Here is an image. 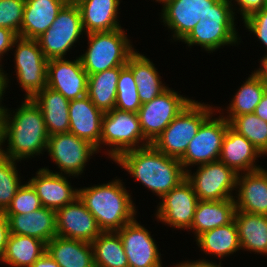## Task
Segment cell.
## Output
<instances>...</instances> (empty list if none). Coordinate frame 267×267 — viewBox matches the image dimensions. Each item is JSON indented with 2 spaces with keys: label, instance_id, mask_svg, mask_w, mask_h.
I'll return each instance as SVG.
<instances>
[{
  "label": "cell",
  "instance_id": "obj_1",
  "mask_svg": "<svg viewBox=\"0 0 267 267\" xmlns=\"http://www.w3.org/2000/svg\"><path fill=\"white\" fill-rule=\"evenodd\" d=\"M24 100L16 112L13 111L15 114L12 115L7 108L2 112L3 142H8L3 155L18 162L43 154L49 139L40 107L32 98Z\"/></svg>",
  "mask_w": 267,
  "mask_h": 267
},
{
  "label": "cell",
  "instance_id": "obj_2",
  "mask_svg": "<svg viewBox=\"0 0 267 267\" xmlns=\"http://www.w3.org/2000/svg\"><path fill=\"white\" fill-rule=\"evenodd\" d=\"M114 162L160 198L186 179L180 160L165 155L152 145L126 151Z\"/></svg>",
  "mask_w": 267,
  "mask_h": 267
},
{
  "label": "cell",
  "instance_id": "obj_3",
  "mask_svg": "<svg viewBox=\"0 0 267 267\" xmlns=\"http://www.w3.org/2000/svg\"><path fill=\"white\" fill-rule=\"evenodd\" d=\"M120 179L78 189V197L94 216L102 232L118 231L133 221L135 203Z\"/></svg>",
  "mask_w": 267,
  "mask_h": 267
},
{
  "label": "cell",
  "instance_id": "obj_4",
  "mask_svg": "<svg viewBox=\"0 0 267 267\" xmlns=\"http://www.w3.org/2000/svg\"><path fill=\"white\" fill-rule=\"evenodd\" d=\"M232 0H218L204 21L200 20L189 34L182 40L189 46H200L211 53L221 46L239 44L238 32L235 28L236 7Z\"/></svg>",
  "mask_w": 267,
  "mask_h": 267
},
{
  "label": "cell",
  "instance_id": "obj_5",
  "mask_svg": "<svg viewBox=\"0 0 267 267\" xmlns=\"http://www.w3.org/2000/svg\"><path fill=\"white\" fill-rule=\"evenodd\" d=\"M88 48L80 55L83 69L90 74L107 69L124 67L135 52L124 29L86 34Z\"/></svg>",
  "mask_w": 267,
  "mask_h": 267
},
{
  "label": "cell",
  "instance_id": "obj_6",
  "mask_svg": "<svg viewBox=\"0 0 267 267\" xmlns=\"http://www.w3.org/2000/svg\"><path fill=\"white\" fill-rule=\"evenodd\" d=\"M213 110L208 104L191 100L151 145L167 156L180 159Z\"/></svg>",
  "mask_w": 267,
  "mask_h": 267
},
{
  "label": "cell",
  "instance_id": "obj_7",
  "mask_svg": "<svg viewBox=\"0 0 267 267\" xmlns=\"http://www.w3.org/2000/svg\"><path fill=\"white\" fill-rule=\"evenodd\" d=\"M100 144L111 147L107 155L113 161L126 151L151 145L142 133L138 114L116 108L103 114Z\"/></svg>",
  "mask_w": 267,
  "mask_h": 267
},
{
  "label": "cell",
  "instance_id": "obj_8",
  "mask_svg": "<svg viewBox=\"0 0 267 267\" xmlns=\"http://www.w3.org/2000/svg\"><path fill=\"white\" fill-rule=\"evenodd\" d=\"M83 32L85 33L78 5L66 3L51 26L37 38V41L48 60L65 58Z\"/></svg>",
  "mask_w": 267,
  "mask_h": 267
},
{
  "label": "cell",
  "instance_id": "obj_9",
  "mask_svg": "<svg viewBox=\"0 0 267 267\" xmlns=\"http://www.w3.org/2000/svg\"><path fill=\"white\" fill-rule=\"evenodd\" d=\"M15 49V68L17 82L25 90V98H33L47 86L48 59L40 49L37 39L18 36Z\"/></svg>",
  "mask_w": 267,
  "mask_h": 267
},
{
  "label": "cell",
  "instance_id": "obj_10",
  "mask_svg": "<svg viewBox=\"0 0 267 267\" xmlns=\"http://www.w3.org/2000/svg\"><path fill=\"white\" fill-rule=\"evenodd\" d=\"M186 171V179L192 184L201 201H217L235 198L238 174L220 160L198 165L195 174Z\"/></svg>",
  "mask_w": 267,
  "mask_h": 267
},
{
  "label": "cell",
  "instance_id": "obj_11",
  "mask_svg": "<svg viewBox=\"0 0 267 267\" xmlns=\"http://www.w3.org/2000/svg\"><path fill=\"white\" fill-rule=\"evenodd\" d=\"M191 100L167 88L152 101L142 104L137 114L144 137L152 143Z\"/></svg>",
  "mask_w": 267,
  "mask_h": 267
},
{
  "label": "cell",
  "instance_id": "obj_12",
  "mask_svg": "<svg viewBox=\"0 0 267 267\" xmlns=\"http://www.w3.org/2000/svg\"><path fill=\"white\" fill-rule=\"evenodd\" d=\"M50 158L60 168L59 174L77 177L84 171L91 156L98 153L89 141L72 133H56L49 136L47 149ZM64 172V173H63Z\"/></svg>",
  "mask_w": 267,
  "mask_h": 267
},
{
  "label": "cell",
  "instance_id": "obj_13",
  "mask_svg": "<svg viewBox=\"0 0 267 267\" xmlns=\"http://www.w3.org/2000/svg\"><path fill=\"white\" fill-rule=\"evenodd\" d=\"M220 116L212 118V113L201 124L198 132L188 144L185 154L179 159L185 171H188V167L192 165L198 166L219 160L222 141L230 126L223 115Z\"/></svg>",
  "mask_w": 267,
  "mask_h": 267
},
{
  "label": "cell",
  "instance_id": "obj_14",
  "mask_svg": "<svg viewBox=\"0 0 267 267\" xmlns=\"http://www.w3.org/2000/svg\"><path fill=\"white\" fill-rule=\"evenodd\" d=\"M160 199L157 220L176 229L190 230L199 201L192 184L185 179Z\"/></svg>",
  "mask_w": 267,
  "mask_h": 267
},
{
  "label": "cell",
  "instance_id": "obj_15",
  "mask_svg": "<svg viewBox=\"0 0 267 267\" xmlns=\"http://www.w3.org/2000/svg\"><path fill=\"white\" fill-rule=\"evenodd\" d=\"M217 1L169 0L162 5V22L172 31L173 40L182 41L200 20H205Z\"/></svg>",
  "mask_w": 267,
  "mask_h": 267
},
{
  "label": "cell",
  "instance_id": "obj_16",
  "mask_svg": "<svg viewBox=\"0 0 267 267\" xmlns=\"http://www.w3.org/2000/svg\"><path fill=\"white\" fill-rule=\"evenodd\" d=\"M76 58L73 61L53 58L47 64V87L61 93L68 100L87 95L88 73L83 69L80 58Z\"/></svg>",
  "mask_w": 267,
  "mask_h": 267
},
{
  "label": "cell",
  "instance_id": "obj_17",
  "mask_svg": "<svg viewBox=\"0 0 267 267\" xmlns=\"http://www.w3.org/2000/svg\"><path fill=\"white\" fill-rule=\"evenodd\" d=\"M116 232L121 238L129 267H162L155 239L136 218Z\"/></svg>",
  "mask_w": 267,
  "mask_h": 267
},
{
  "label": "cell",
  "instance_id": "obj_18",
  "mask_svg": "<svg viewBox=\"0 0 267 267\" xmlns=\"http://www.w3.org/2000/svg\"><path fill=\"white\" fill-rule=\"evenodd\" d=\"M57 236L92 243L101 233L96 219L77 197L56 211Z\"/></svg>",
  "mask_w": 267,
  "mask_h": 267
},
{
  "label": "cell",
  "instance_id": "obj_19",
  "mask_svg": "<svg viewBox=\"0 0 267 267\" xmlns=\"http://www.w3.org/2000/svg\"><path fill=\"white\" fill-rule=\"evenodd\" d=\"M66 177L44 167L36 172L35 177L29 179L28 182L36 191L42 207L57 211L78 197V189H74Z\"/></svg>",
  "mask_w": 267,
  "mask_h": 267
},
{
  "label": "cell",
  "instance_id": "obj_20",
  "mask_svg": "<svg viewBox=\"0 0 267 267\" xmlns=\"http://www.w3.org/2000/svg\"><path fill=\"white\" fill-rule=\"evenodd\" d=\"M103 112L99 110L86 95L70 100L69 103V133L89 141L99 152L102 132Z\"/></svg>",
  "mask_w": 267,
  "mask_h": 267
},
{
  "label": "cell",
  "instance_id": "obj_21",
  "mask_svg": "<svg viewBox=\"0 0 267 267\" xmlns=\"http://www.w3.org/2000/svg\"><path fill=\"white\" fill-rule=\"evenodd\" d=\"M236 188V211L267 216V170L238 174Z\"/></svg>",
  "mask_w": 267,
  "mask_h": 267
},
{
  "label": "cell",
  "instance_id": "obj_22",
  "mask_svg": "<svg viewBox=\"0 0 267 267\" xmlns=\"http://www.w3.org/2000/svg\"><path fill=\"white\" fill-rule=\"evenodd\" d=\"M9 232L37 238L46 244L57 235L56 211L41 207L28 214H5Z\"/></svg>",
  "mask_w": 267,
  "mask_h": 267
},
{
  "label": "cell",
  "instance_id": "obj_23",
  "mask_svg": "<svg viewBox=\"0 0 267 267\" xmlns=\"http://www.w3.org/2000/svg\"><path fill=\"white\" fill-rule=\"evenodd\" d=\"M260 156L262 154L249 140L230 126L227 128L219 155L221 162L240 174L261 169L255 162Z\"/></svg>",
  "mask_w": 267,
  "mask_h": 267
},
{
  "label": "cell",
  "instance_id": "obj_24",
  "mask_svg": "<svg viewBox=\"0 0 267 267\" xmlns=\"http://www.w3.org/2000/svg\"><path fill=\"white\" fill-rule=\"evenodd\" d=\"M76 4L86 34L122 28L117 19L120 0H78Z\"/></svg>",
  "mask_w": 267,
  "mask_h": 267
},
{
  "label": "cell",
  "instance_id": "obj_25",
  "mask_svg": "<svg viewBox=\"0 0 267 267\" xmlns=\"http://www.w3.org/2000/svg\"><path fill=\"white\" fill-rule=\"evenodd\" d=\"M64 0H26L20 37L37 39L53 23Z\"/></svg>",
  "mask_w": 267,
  "mask_h": 267
},
{
  "label": "cell",
  "instance_id": "obj_26",
  "mask_svg": "<svg viewBox=\"0 0 267 267\" xmlns=\"http://www.w3.org/2000/svg\"><path fill=\"white\" fill-rule=\"evenodd\" d=\"M32 99L40 107L44 115L49 136L56 133H69L70 100L47 86Z\"/></svg>",
  "mask_w": 267,
  "mask_h": 267
},
{
  "label": "cell",
  "instance_id": "obj_27",
  "mask_svg": "<svg viewBox=\"0 0 267 267\" xmlns=\"http://www.w3.org/2000/svg\"><path fill=\"white\" fill-rule=\"evenodd\" d=\"M47 252L60 267H95L91 243L55 236L47 243Z\"/></svg>",
  "mask_w": 267,
  "mask_h": 267
},
{
  "label": "cell",
  "instance_id": "obj_28",
  "mask_svg": "<svg viewBox=\"0 0 267 267\" xmlns=\"http://www.w3.org/2000/svg\"><path fill=\"white\" fill-rule=\"evenodd\" d=\"M235 213V198L217 201L199 200L190 229L197 237L204 232L231 223Z\"/></svg>",
  "mask_w": 267,
  "mask_h": 267
},
{
  "label": "cell",
  "instance_id": "obj_29",
  "mask_svg": "<svg viewBox=\"0 0 267 267\" xmlns=\"http://www.w3.org/2000/svg\"><path fill=\"white\" fill-rule=\"evenodd\" d=\"M126 65L133 72L141 104L152 101L168 88L160 80L161 76L155 68V64L144 54L142 55L135 50Z\"/></svg>",
  "mask_w": 267,
  "mask_h": 267
},
{
  "label": "cell",
  "instance_id": "obj_30",
  "mask_svg": "<svg viewBox=\"0 0 267 267\" xmlns=\"http://www.w3.org/2000/svg\"><path fill=\"white\" fill-rule=\"evenodd\" d=\"M234 221L241 250L267 255V216L236 211Z\"/></svg>",
  "mask_w": 267,
  "mask_h": 267
},
{
  "label": "cell",
  "instance_id": "obj_31",
  "mask_svg": "<svg viewBox=\"0 0 267 267\" xmlns=\"http://www.w3.org/2000/svg\"><path fill=\"white\" fill-rule=\"evenodd\" d=\"M47 251V244L27 235L9 234L2 259L11 267H31Z\"/></svg>",
  "mask_w": 267,
  "mask_h": 267
},
{
  "label": "cell",
  "instance_id": "obj_32",
  "mask_svg": "<svg viewBox=\"0 0 267 267\" xmlns=\"http://www.w3.org/2000/svg\"><path fill=\"white\" fill-rule=\"evenodd\" d=\"M116 67L88 75L87 96L103 113L115 108L120 70Z\"/></svg>",
  "mask_w": 267,
  "mask_h": 267
},
{
  "label": "cell",
  "instance_id": "obj_33",
  "mask_svg": "<svg viewBox=\"0 0 267 267\" xmlns=\"http://www.w3.org/2000/svg\"><path fill=\"white\" fill-rule=\"evenodd\" d=\"M196 244L204 253L221 259L241 249L235 221L204 232L196 237Z\"/></svg>",
  "mask_w": 267,
  "mask_h": 267
},
{
  "label": "cell",
  "instance_id": "obj_34",
  "mask_svg": "<svg viewBox=\"0 0 267 267\" xmlns=\"http://www.w3.org/2000/svg\"><path fill=\"white\" fill-rule=\"evenodd\" d=\"M95 267H129L119 234L102 232L92 243Z\"/></svg>",
  "mask_w": 267,
  "mask_h": 267
},
{
  "label": "cell",
  "instance_id": "obj_35",
  "mask_svg": "<svg viewBox=\"0 0 267 267\" xmlns=\"http://www.w3.org/2000/svg\"><path fill=\"white\" fill-rule=\"evenodd\" d=\"M236 92L228 106L229 115L224 118L230 122L235 116L254 113L256 106L267 91L266 86L252 72Z\"/></svg>",
  "mask_w": 267,
  "mask_h": 267
},
{
  "label": "cell",
  "instance_id": "obj_36",
  "mask_svg": "<svg viewBox=\"0 0 267 267\" xmlns=\"http://www.w3.org/2000/svg\"><path fill=\"white\" fill-rule=\"evenodd\" d=\"M230 127L249 140L262 155H267V122L254 113L235 116Z\"/></svg>",
  "mask_w": 267,
  "mask_h": 267
},
{
  "label": "cell",
  "instance_id": "obj_37",
  "mask_svg": "<svg viewBox=\"0 0 267 267\" xmlns=\"http://www.w3.org/2000/svg\"><path fill=\"white\" fill-rule=\"evenodd\" d=\"M141 105L133 72L125 65L120 70L117 82L115 108L121 111L138 113Z\"/></svg>",
  "mask_w": 267,
  "mask_h": 267
},
{
  "label": "cell",
  "instance_id": "obj_38",
  "mask_svg": "<svg viewBox=\"0 0 267 267\" xmlns=\"http://www.w3.org/2000/svg\"><path fill=\"white\" fill-rule=\"evenodd\" d=\"M16 161L0 156V212H4L22 185ZM20 180V181H19Z\"/></svg>",
  "mask_w": 267,
  "mask_h": 267
},
{
  "label": "cell",
  "instance_id": "obj_39",
  "mask_svg": "<svg viewBox=\"0 0 267 267\" xmlns=\"http://www.w3.org/2000/svg\"><path fill=\"white\" fill-rule=\"evenodd\" d=\"M42 207L40 199L32 187L27 182L22 184L17 190L16 195L11 200L8 208L3 212L4 214H28L36 211Z\"/></svg>",
  "mask_w": 267,
  "mask_h": 267
},
{
  "label": "cell",
  "instance_id": "obj_40",
  "mask_svg": "<svg viewBox=\"0 0 267 267\" xmlns=\"http://www.w3.org/2000/svg\"><path fill=\"white\" fill-rule=\"evenodd\" d=\"M26 0H0V28H8L20 36Z\"/></svg>",
  "mask_w": 267,
  "mask_h": 267
},
{
  "label": "cell",
  "instance_id": "obj_41",
  "mask_svg": "<svg viewBox=\"0 0 267 267\" xmlns=\"http://www.w3.org/2000/svg\"><path fill=\"white\" fill-rule=\"evenodd\" d=\"M245 28L254 33L267 49V7L256 11L243 20ZM267 52V50H266Z\"/></svg>",
  "mask_w": 267,
  "mask_h": 267
},
{
  "label": "cell",
  "instance_id": "obj_42",
  "mask_svg": "<svg viewBox=\"0 0 267 267\" xmlns=\"http://www.w3.org/2000/svg\"><path fill=\"white\" fill-rule=\"evenodd\" d=\"M235 5L239 6V12L242 16V20L246 19L248 16L256 11L262 10L267 7V0H234Z\"/></svg>",
  "mask_w": 267,
  "mask_h": 267
},
{
  "label": "cell",
  "instance_id": "obj_43",
  "mask_svg": "<svg viewBox=\"0 0 267 267\" xmlns=\"http://www.w3.org/2000/svg\"><path fill=\"white\" fill-rule=\"evenodd\" d=\"M18 35L8 28H0V67L3 54L14 48L13 43ZM10 49V50H9Z\"/></svg>",
  "mask_w": 267,
  "mask_h": 267
},
{
  "label": "cell",
  "instance_id": "obj_44",
  "mask_svg": "<svg viewBox=\"0 0 267 267\" xmlns=\"http://www.w3.org/2000/svg\"><path fill=\"white\" fill-rule=\"evenodd\" d=\"M9 225L8 219L3 212H0V261L2 263V259L4 256V252L6 249L7 239L9 237Z\"/></svg>",
  "mask_w": 267,
  "mask_h": 267
},
{
  "label": "cell",
  "instance_id": "obj_45",
  "mask_svg": "<svg viewBox=\"0 0 267 267\" xmlns=\"http://www.w3.org/2000/svg\"><path fill=\"white\" fill-rule=\"evenodd\" d=\"M31 267H60L57 262L46 251L41 257H39Z\"/></svg>",
  "mask_w": 267,
  "mask_h": 267
},
{
  "label": "cell",
  "instance_id": "obj_46",
  "mask_svg": "<svg viewBox=\"0 0 267 267\" xmlns=\"http://www.w3.org/2000/svg\"><path fill=\"white\" fill-rule=\"evenodd\" d=\"M209 260H205V259H200V260H196V261H192V262H188V261H185V262H181L179 263L178 265L180 267H222L221 266V261L220 263L217 265L216 263L210 261L208 262Z\"/></svg>",
  "mask_w": 267,
  "mask_h": 267
},
{
  "label": "cell",
  "instance_id": "obj_47",
  "mask_svg": "<svg viewBox=\"0 0 267 267\" xmlns=\"http://www.w3.org/2000/svg\"><path fill=\"white\" fill-rule=\"evenodd\" d=\"M254 114L267 122V91L255 108Z\"/></svg>",
  "mask_w": 267,
  "mask_h": 267
},
{
  "label": "cell",
  "instance_id": "obj_48",
  "mask_svg": "<svg viewBox=\"0 0 267 267\" xmlns=\"http://www.w3.org/2000/svg\"><path fill=\"white\" fill-rule=\"evenodd\" d=\"M261 67L255 70L253 73L261 80V82L267 88V54L261 58Z\"/></svg>",
  "mask_w": 267,
  "mask_h": 267
},
{
  "label": "cell",
  "instance_id": "obj_49",
  "mask_svg": "<svg viewBox=\"0 0 267 267\" xmlns=\"http://www.w3.org/2000/svg\"><path fill=\"white\" fill-rule=\"evenodd\" d=\"M8 76L7 74L4 73V70L2 69V67H0V114H2L3 110H4V106L1 104L3 99V94L5 93V89L8 87Z\"/></svg>",
  "mask_w": 267,
  "mask_h": 267
},
{
  "label": "cell",
  "instance_id": "obj_50",
  "mask_svg": "<svg viewBox=\"0 0 267 267\" xmlns=\"http://www.w3.org/2000/svg\"><path fill=\"white\" fill-rule=\"evenodd\" d=\"M3 144H4L3 142V115L0 114V156L3 155V150H4V148L2 147Z\"/></svg>",
  "mask_w": 267,
  "mask_h": 267
},
{
  "label": "cell",
  "instance_id": "obj_51",
  "mask_svg": "<svg viewBox=\"0 0 267 267\" xmlns=\"http://www.w3.org/2000/svg\"><path fill=\"white\" fill-rule=\"evenodd\" d=\"M66 3H76L78 0H64Z\"/></svg>",
  "mask_w": 267,
  "mask_h": 267
},
{
  "label": "cell",
  "instance_id": "obj_52",
  "mask_svg": "<svg viewBox=\"0 0 267 267\" xmlns=\"http://www.w3.org/2000/svg\"><path fill=\"white\" fill-rule=\"evenodd\" d=\"M156 2H160L162 5L165 3V2H167V1H169V0H155Z\"/></svg>",
  "mask_w": 267,
  "mask_h": 267
}]
</instances>
